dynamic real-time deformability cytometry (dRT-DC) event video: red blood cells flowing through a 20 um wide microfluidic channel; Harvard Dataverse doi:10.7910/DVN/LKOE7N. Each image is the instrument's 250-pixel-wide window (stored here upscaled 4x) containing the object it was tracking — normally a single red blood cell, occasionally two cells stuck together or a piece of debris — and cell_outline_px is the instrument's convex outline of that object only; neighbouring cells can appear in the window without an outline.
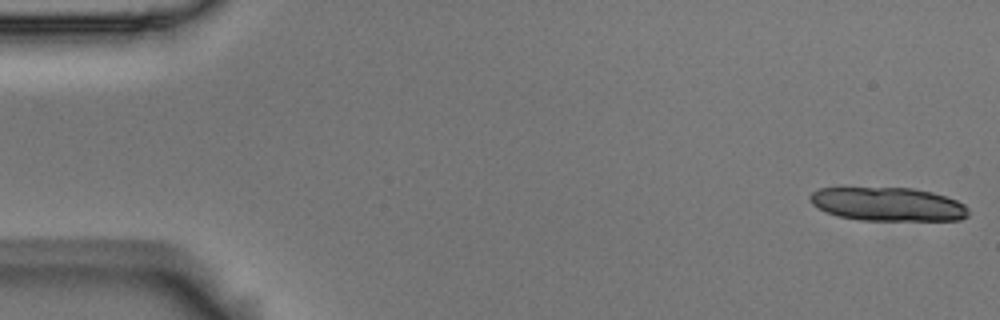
{"species": "Egyptian fruit bat (a non-hibernating species)", "species_latin": "Rousettus aegyptiacus", "temperature_condition": "room temperature", "stored_images_in_passage": 15, "camera_frame_rate_fps": 3000, "um_per_image_px": 0.085, "animal": {"sex": "male"}, "frame": {"image": 1, "passage_image": 1, "time_ms": 0.0, "image_size_px": [1000, 320], "cell_outline_px": [[968, 216], [960, 220], [860, 220], [836, 216], [812, 204], [808, 196], [812, 192], [820, 188], [912, 188], [932, 192], [956, 200], [964, 204], [968, 208]], "centroid_in_image_um": [75.48, 17.36], "position_along_channel_um": 9.5, "area_um2": 30.92}}